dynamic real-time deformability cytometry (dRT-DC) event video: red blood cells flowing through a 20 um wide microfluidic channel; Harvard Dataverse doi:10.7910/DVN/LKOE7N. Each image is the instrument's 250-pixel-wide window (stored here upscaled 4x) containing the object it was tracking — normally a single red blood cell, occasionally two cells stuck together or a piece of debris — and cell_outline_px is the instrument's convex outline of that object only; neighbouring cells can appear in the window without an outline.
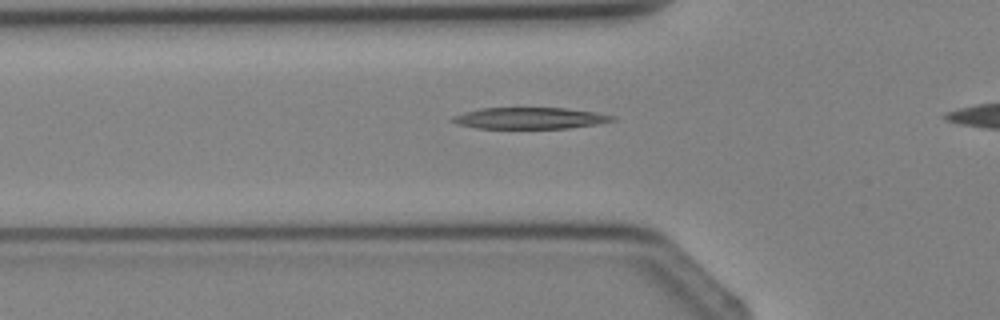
{"species": "Egyptian fruit bat (a non-hibernating species)", "species_latin": "Rousettus aegyptiacus", "temperature_condition": "cold", "stored_images_in_passage": 4, "segment_of_instrument_passage": [2, 2], "camera_frame_rate_fps": 3000, "um_per_image_px": 0.085, "animal": {"sex": "female"}, "frame": {"image": 1, "passage_image": 4, "time_ms": 3.333, "image_size_px": [1000, 320], "cell_outline_px": [[616, 120], [596, 124], [568, 128], [476, 128], [456, 124], [448, 120], [452, 116], [464, 112], [480, 108], [564, 108], [596, 112], [616, 116]], "centroid_in_image_um": [45.0, 10.04], "position_along_channel_um": 80.8, "area_um2": 20.0}}